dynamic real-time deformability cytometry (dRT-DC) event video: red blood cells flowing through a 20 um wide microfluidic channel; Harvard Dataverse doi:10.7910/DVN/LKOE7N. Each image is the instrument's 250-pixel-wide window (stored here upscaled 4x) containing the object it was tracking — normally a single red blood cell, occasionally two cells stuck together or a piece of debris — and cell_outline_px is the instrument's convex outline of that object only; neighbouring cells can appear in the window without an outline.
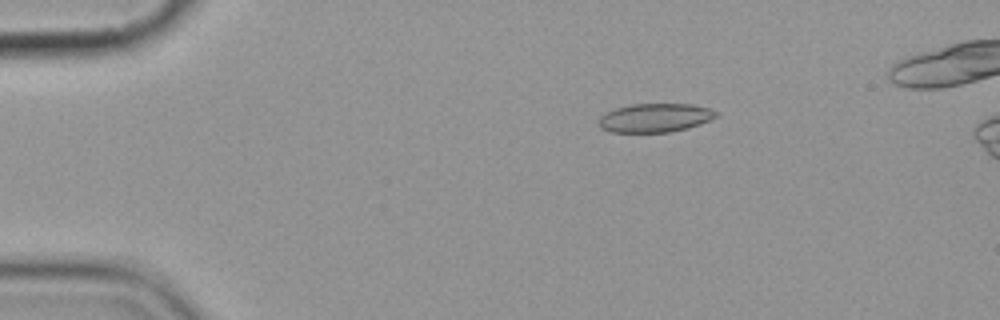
{"species": "common noctule bat (a hibernating species)", "species_latin": "Nyctalus noctula", "temperature_condition": "cold", "stored_images_in_passage": 5, "camera_frame_rate_fps": 3000, "um_per_image_px": 0.085, "animal": {"sex": "female", "body_mass_g": 19.9}, "frame": {"image": 1, "passage_image": 3, "time_ms": 2.333, "image_size_px": [1000, 320], "cell_outline_px": [[716, 116], [700, 124], [688, 128], [668, 132], [608, 132], [600, 128], [596, 124], [600, 116], [616, 108], [632, 104], [692, 104], [708, 108], [716, 112]], "centroid_in_image_um": [55.61, 10.02], "position_along_channel_um": 29.4, "area_um2": 19.59}}